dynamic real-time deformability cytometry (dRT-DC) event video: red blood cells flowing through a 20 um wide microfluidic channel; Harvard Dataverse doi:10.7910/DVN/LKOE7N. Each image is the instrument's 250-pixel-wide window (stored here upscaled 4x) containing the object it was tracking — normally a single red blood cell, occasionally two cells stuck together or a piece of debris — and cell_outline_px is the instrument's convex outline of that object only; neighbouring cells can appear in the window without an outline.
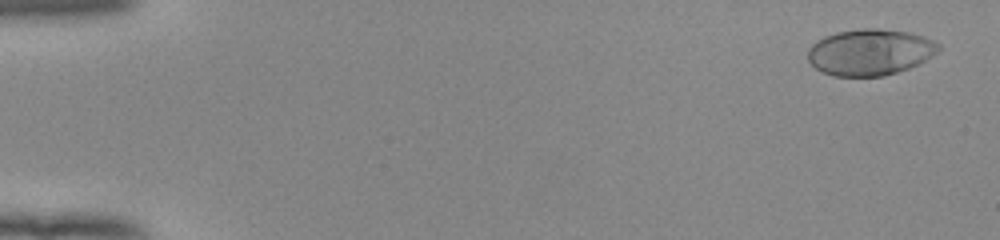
{"species": "human", "species_latin": "Homo sapiens", "temperature_condition": "room temperature", "stored_images_in_passage": 54, "camera_frame_rate_fps": 3000, "um_per_image_px": 0.085, "donor": {"sex": "female"}, "frame": {"image": 1, "passage_image": 3, "time_ms": 0.667, "image_size_px": [1000, 240], "cell_outline_px": [[940, 48], [932, 56], [908, 68], [884, 76], [832, 76], [820, 72], [808, 60], [808, 48], [816, 40], [824, 36], [836, 32], [864, 28], [876, 28], [908, 32], [932, 40], [940, 44]], "centroid_in_image_um": [73.9, 4.43], "position_along_channel_um": 11.1, "area_um2": 35.14}}
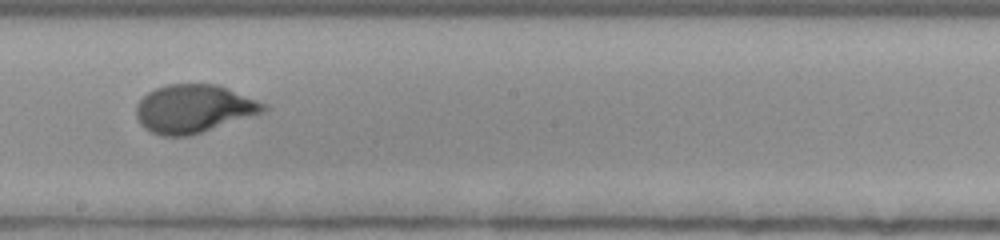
{"frame": {"image": 2, "passage_image": 32, "time_ms": 10.333, "image_size_px": [1000, 240], "cell_outline_px": [[272, 108], [264, 112], [188, 136], [160, 136], [144, 128], [140, 124], [136, 116], [136, 104], [148, 92], [156, 88], [168, 84], [216, 84], [228, 88], [268, 104]], "centroid_in_image_um": [16.48, 9.24], "position_along_channel_um": 231.7, "area_um2": 35.78}}
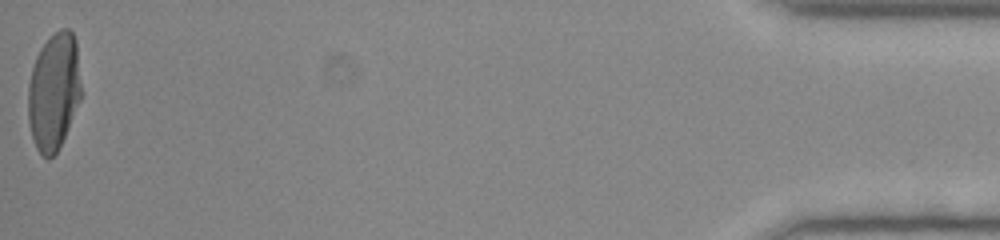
{"frame": {"image": 3, "passage_image": 54, "time_ms": 17.667, "image_size_px": [1000, 240], "cell_outline_px": [[80, 100], [64, 136], [56, 152], [48, 160], [36, 148], [32, 136], [28, 120], [28, 84], [32, 68], [36, 56], [40, 48], [60, 28], [68, 28], [72, 32], [76, 40], [80, 84]], "centroid_in_image_um": [4.56, 7.77], "position_along_channel_um": 430.6, "area_um2": 35.84}, "authors_computed_cell_mechanics": {"area_um2": 35.6337, "velocity_mm_per_s": 3.9206, "shape_relaxation_time_tau1_ms": 4.3541, "shape_relaxation_time_tau2_ms": null, "deformation_change_tau1": 0.2164, "deformation_change_tau2": null}}